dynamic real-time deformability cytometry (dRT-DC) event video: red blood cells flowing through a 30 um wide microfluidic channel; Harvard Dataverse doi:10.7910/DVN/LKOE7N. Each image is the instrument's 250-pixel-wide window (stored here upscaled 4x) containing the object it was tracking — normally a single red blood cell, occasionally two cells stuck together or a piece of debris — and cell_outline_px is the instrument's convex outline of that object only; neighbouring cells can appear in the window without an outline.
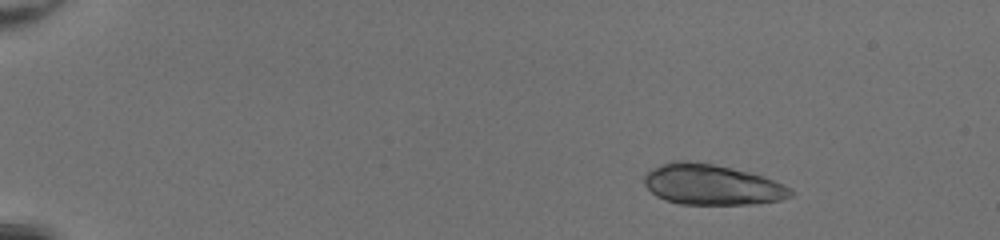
{"species": "common noctule bat (a hibernating species)", "species_latin": "Nyctalus noctula", "temperature_condition": "room temperature", "stored_images_in_passage": 51, "camera_frame_rate_fps": 3000, "um_per_image_px": 0.085, "animal": {"sex": "female", "body_mass_g": 20.0, "forearm_length_mm": 54.0}, "frame": {"image": 1, "passage_image": 9, "time_ms": 2.667, "image_size_px": [1000, 240], "cell_outline_px": [[796, 192], [792, 196], [780, 200], [752, 204], [680, 204], [664, 200], [656, 196], [644, 184], [644, 176], [652, 168], [660, 164], [672, 160], [688, 160], [712, 164], [748, 172], [772, 180], [792, 188]], "centroid_in_image_um": [60.48, 15.7], "position_along_channel_um": 24.5, "area_um2": 34.56}}